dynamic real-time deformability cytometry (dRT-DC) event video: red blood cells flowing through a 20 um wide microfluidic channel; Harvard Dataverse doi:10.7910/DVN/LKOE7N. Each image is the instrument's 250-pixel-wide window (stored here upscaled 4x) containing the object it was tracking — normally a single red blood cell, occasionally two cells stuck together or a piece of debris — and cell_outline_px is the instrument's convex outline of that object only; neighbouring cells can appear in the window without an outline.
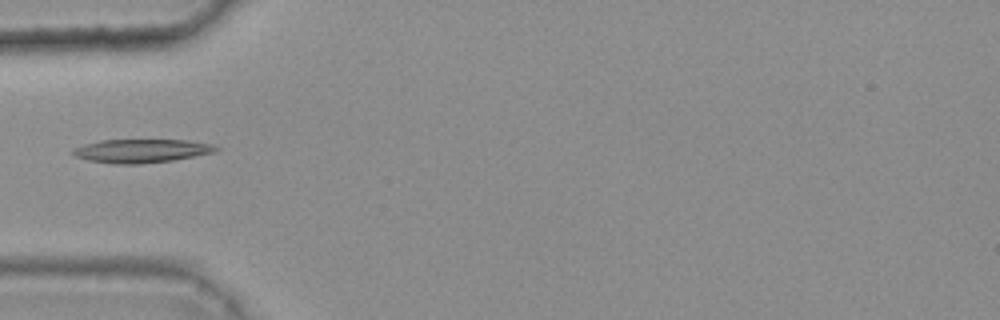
{"species": "common noctule bat (a hibernating species)", "species_latin": "Nyctalus noctula", "temperature_condition": "warm", "stored_images_in_passage": 31, "camera_frame_rate_fps": 3000, "um_per_image_px": 0.085, "animal": {"sex": "female", "body_mass_g": 25.1}, "frame": {"image": 1, "passage_image": 1, "time_ms": 0.0, "image_size_px": [1000, 320], "cell_outline_px": [[220, 148], [212, 152], [172, 160], [140, 164], [116, 164], [88, 160], [76, 156], [72, 152], [72, 148], [84, 144], [100, 140], [188, 140], [212, 144]], "centroid_in_image_um": [11.97, 12.82], "position_along_channel_um": 73.0, "area_um2": 19.42}}